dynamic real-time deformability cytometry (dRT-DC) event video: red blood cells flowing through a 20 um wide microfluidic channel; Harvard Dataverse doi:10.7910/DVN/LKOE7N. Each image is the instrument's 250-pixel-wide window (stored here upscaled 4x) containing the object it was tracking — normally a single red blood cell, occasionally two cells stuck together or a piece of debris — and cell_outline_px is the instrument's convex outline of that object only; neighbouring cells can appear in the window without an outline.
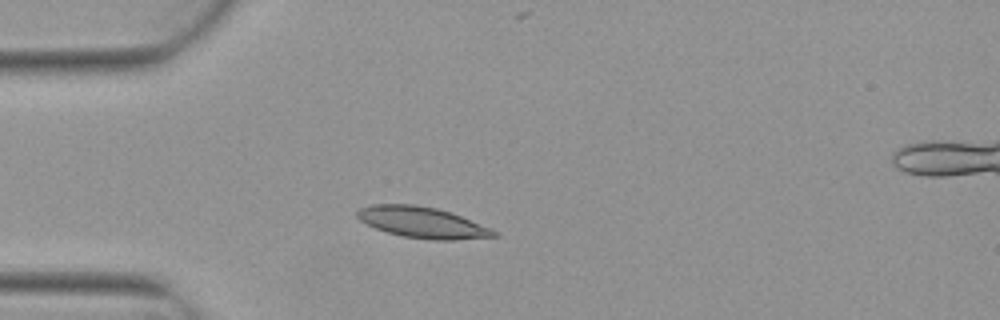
{"species": "Egyptian fruit bat (a non-hibernating species)", "species_latin": "Rousettus aegyptiacus", "temperature_condition": "warm", "stored_images_in_passage": 2, "camera_frame_rate_fps": 3000, "um_per_image_px": 0.085, "animal": {"sex": "female"}, "frame": {"image": 1, "passage_image": 1, "time_ms": 0.0, "image_size_px": [1000, 320], "cell_outline_px": [[500, 236], [456, 240], [432, 240], [404, 236], [388, 232], [376, 228], [360, 220], [356, 216], [356, 212], [360, 208], [372, 204], [416, 204], [436, 208], [460, 216], [492, 228], [500, 232]], "centroid_in_image_um": [35.94, 18.91], "position_along_channel_um": 49.1, "area_um2": 24.68}}